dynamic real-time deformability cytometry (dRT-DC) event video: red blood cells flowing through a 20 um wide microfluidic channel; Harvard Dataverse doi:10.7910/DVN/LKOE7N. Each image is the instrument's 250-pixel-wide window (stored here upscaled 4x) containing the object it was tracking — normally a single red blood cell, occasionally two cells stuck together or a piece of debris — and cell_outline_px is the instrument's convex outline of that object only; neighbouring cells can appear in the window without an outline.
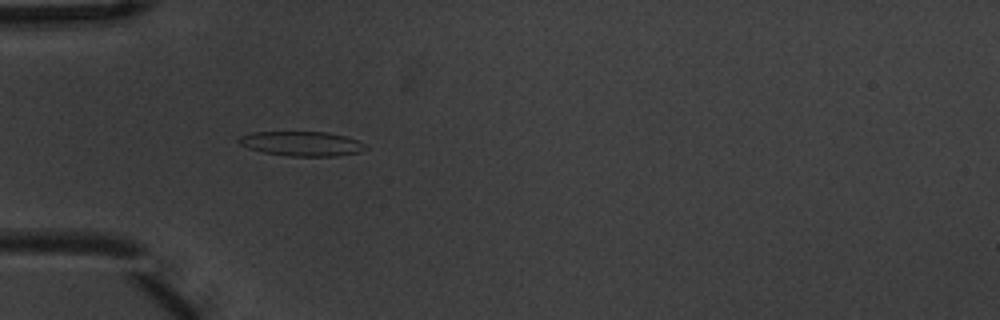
{"species": "common noctule bat (a hibernating species)", "species_latin": "Nyctalus noctula", "temperature_condition": "warm", "stored_images_in_passage": 3, "camera_frame_rate_fps": 3000, "um_per_image_px": 0.085, "animal": {"sex": "male", "body_mass_g": 20.1, "forearm_length_mm": 53.5}, "frame": {"image": 1, "passage_image": 3, "time_ms": 0.667, "image_size_px": [1000, 320], "cell_outline_px": [[368, 148], [360, 152], [336, 156], [288, 156], [264, 152], [248, 148], [240, 144], [236, 140], [240, 136], [252, 132], [328, 132], [344, 136], [356, 140], [364, 144]], "centroid_in_image_um": [25.63, 12.21], "position_along_channel_um": 59.4, "area_um2": 18.09}}